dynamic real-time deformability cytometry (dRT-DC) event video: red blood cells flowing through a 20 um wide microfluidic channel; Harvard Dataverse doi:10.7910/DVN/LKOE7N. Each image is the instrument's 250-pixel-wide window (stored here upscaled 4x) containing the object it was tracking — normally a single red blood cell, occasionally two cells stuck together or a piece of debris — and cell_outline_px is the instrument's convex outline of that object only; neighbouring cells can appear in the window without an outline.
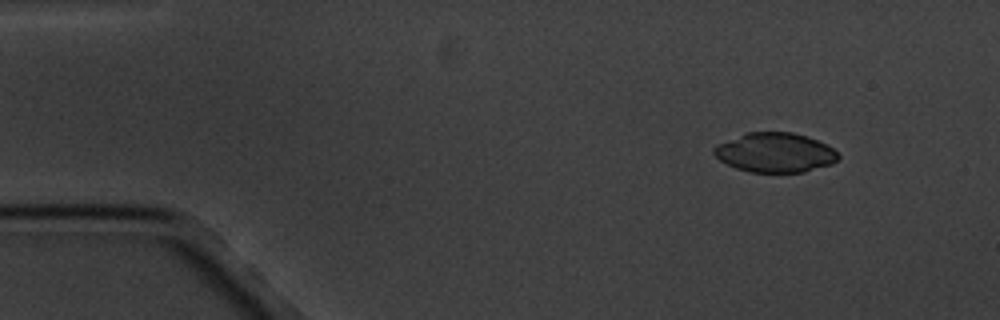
{"species": "common noctule bat (a hibernating species)", "species_latin": "Nyctalus noctula", "temperature_condition": "cold", "stored_images_in_passage": 4, "camera_frame_rate_fps": 3000, "um_per_image_px": 0.085, "animal": {"sex": "male", "body_mass_g": 20.1, "forearm_length_mm": 53.5}, "frame": {"image": 1, "passage_image": 1, "time_ms": 0.0, "image_size_px": [1000, 320], "cell_outline_px": [[840, 156], [832, 164], [804, 172], [752, 172], [736, 168], [720, 160], [712, 152], [712, 148], [716, 144], [748, 132], [792, 132], [808, 136], [832, 148]], "centroid_in_image_um": [65.86, 12.96], "position_along_channel_um": 19.1, "area_um2": 28.5}}